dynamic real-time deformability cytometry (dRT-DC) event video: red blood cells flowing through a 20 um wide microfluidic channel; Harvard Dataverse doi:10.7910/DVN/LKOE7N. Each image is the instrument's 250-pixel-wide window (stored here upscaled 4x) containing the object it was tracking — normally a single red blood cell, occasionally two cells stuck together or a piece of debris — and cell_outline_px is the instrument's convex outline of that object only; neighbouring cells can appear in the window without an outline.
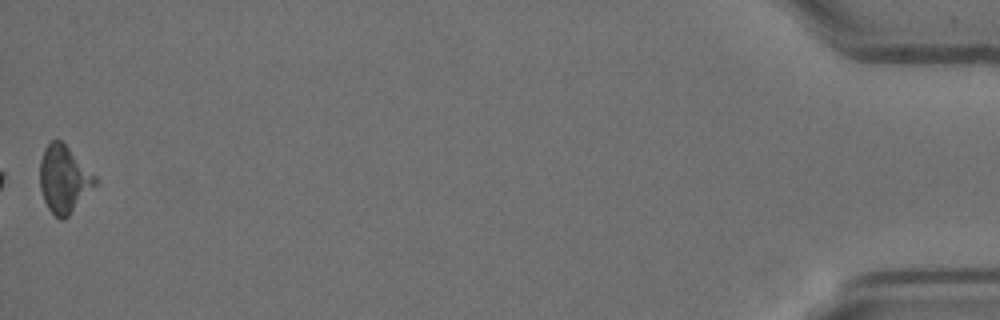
{"species": "Egyptian fruit bat (a non-hibernating species)", "species_latin": "Rousettus aegyptiacus", "temperature_condition": "room temperature", "stored_images_in_passage": 15, "camera_frame_rate_fps": 3000, "um_per_image_px": 0.085, "animal": {"sex": "female"}, "frame": {"image": 1, "passage_image": 15, "time_ms": 4.667, "image_size_px": [1000, 320], "cell_outline_px": [[96, 184], [68, 216], [64, 220], [60, 220], [48, 208], [44, 200], [40, 188], [40, 160], [44, 148], [52, 140], [60, 140], [96, 176]], "centroid_in_image_um": [5.41, 15.24], "position_along_channel_um": 429.8, "area_um2": 21.21}}